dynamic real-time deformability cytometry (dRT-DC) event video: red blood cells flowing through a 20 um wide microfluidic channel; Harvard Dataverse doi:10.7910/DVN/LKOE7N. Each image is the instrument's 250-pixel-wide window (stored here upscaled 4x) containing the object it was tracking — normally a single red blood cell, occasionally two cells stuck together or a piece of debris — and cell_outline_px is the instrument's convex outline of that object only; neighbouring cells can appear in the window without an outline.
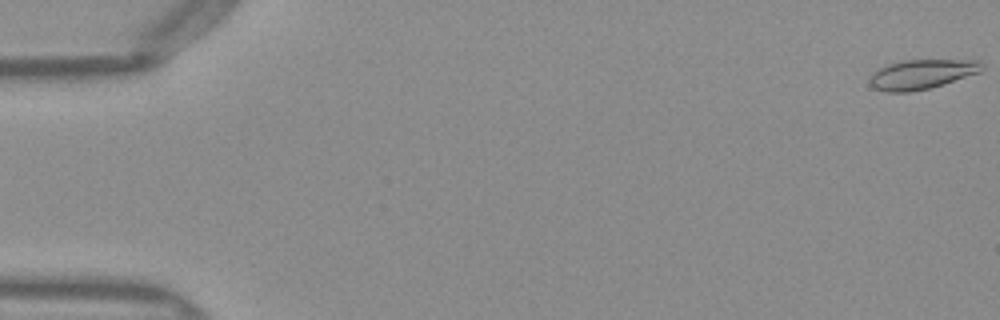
{"species": "Egyptian fruit bat (a non-hibernating species)", "species_latin": "Rousettus aegyptiacus", "temperature_condition": "warm", "stored_images_in_passage": 51, "camera_frame_rate_fps": 3000, "um_per_image_px": 0.085, "frame": {"image": 1, "passage_image": 1, "time_ms": 0.0, "image_size_px": [1000, 320], "cell_outline_px": [[984, 68], [980, 72], [944, 84], [912, 92], [884, 92], [872, 88], [868, 84], [868, 76], [872, 72], [888, 64], [904, 60], [980, 60], [984, 64]], "centroid_in_image_um": [78.3, 6.32], "position_along_channel_um": 6.7, "area_um2": 19.65}}
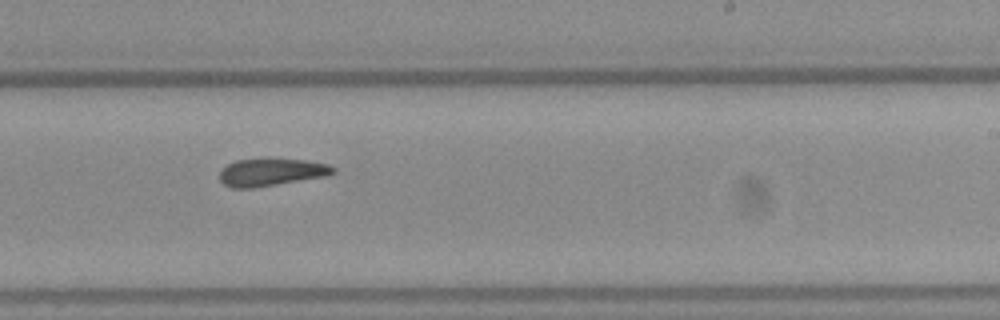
{"frame": {"image": 2, "passage_image": 32, "time_ms": 10.333, "image_size_px": [1000, 320], "cell_outline_px": [[336, 172], [324, 176], [252, 188], [232, 188], [224, 184], [220, 180], [220, 172], [228, 164], [236, 160], [268, 156], [308, 160], [328, 164], [336, 168]], "centroid_in_image_um": [23.06, 14.58], "position_along_channel_um": 265.9, "area_um2": 18.67}}
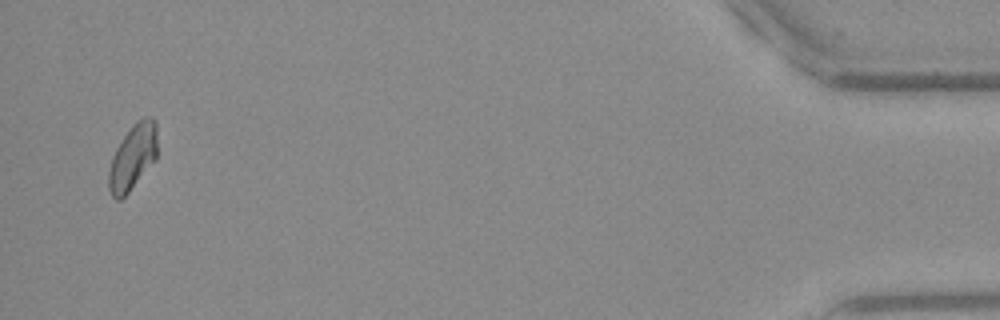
{"frame": {"image": 3, "passage_image": 50, "time_ms": 16.333, "image_size_px": [1000, 320], "cell_outline_px": [[156, 160], [128, 192], [120, 200], [116, 200], [112, 196], [108, 188], [108, 172], [112, 156], [116, 148], [132, 124], [140, 116], [152, 116], [156, 120]], "centroid_in_image_um": [11.28, 13.32], "position_along_channel_um": 423.9, "area_um2": 18.73}, "authors_computed_cell_mechanics": {"area_um2": 18.8428, "velocity_mm_per_s": 4.0133, "shape_relaxation_time_tau1_ms": null, "shape_relaxation_time_tau2_ms": 3.2973, "deformation_change_tau1": null, "deformation_change_tau2": 0.0747}}